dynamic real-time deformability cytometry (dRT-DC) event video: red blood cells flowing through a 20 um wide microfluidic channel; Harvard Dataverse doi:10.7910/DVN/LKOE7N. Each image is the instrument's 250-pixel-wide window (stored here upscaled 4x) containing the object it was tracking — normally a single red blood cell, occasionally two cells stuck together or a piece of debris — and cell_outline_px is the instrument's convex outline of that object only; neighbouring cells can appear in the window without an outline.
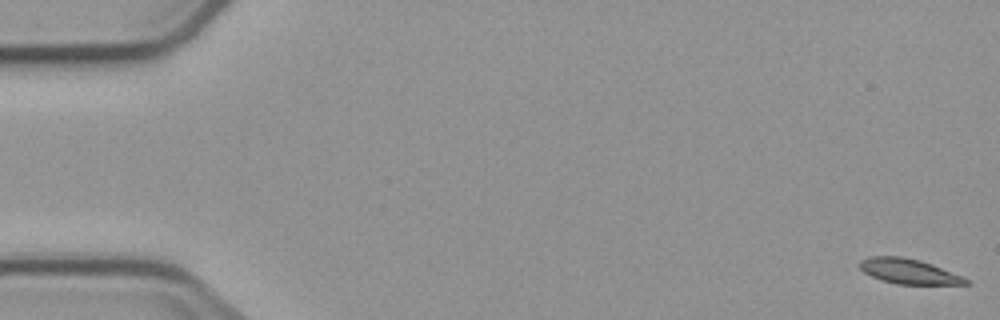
{"species": "common noctule bat (a hibernating species)", "species_latin": "Nyctalus noctula", "temperature_condition": "cold", "stored_images_in_passage": 6, "camera_frame_rate_fps": 3000, "um_per_image_px": 0.085, "animal": {"sex": "male", "body_mass_g": 23.1, "forearm_length_mm": 52.7}, "frame": {"image": 1, "passage_image": 1, "time_ms": 0.0, "image_size_px": [1000, 320], "cell_outline_px": [[972, 284], [896, 284], [880, 280], [864, 272], [860, 268], [860, 260], [868, 256], [900, 256], [920, 260], [932, 264], [964, 276], [972, 280]], "centroid_in_image_um": [77.29, 23.06], "position_along_channel_um": 7.7, "area_um2": 15.66}}